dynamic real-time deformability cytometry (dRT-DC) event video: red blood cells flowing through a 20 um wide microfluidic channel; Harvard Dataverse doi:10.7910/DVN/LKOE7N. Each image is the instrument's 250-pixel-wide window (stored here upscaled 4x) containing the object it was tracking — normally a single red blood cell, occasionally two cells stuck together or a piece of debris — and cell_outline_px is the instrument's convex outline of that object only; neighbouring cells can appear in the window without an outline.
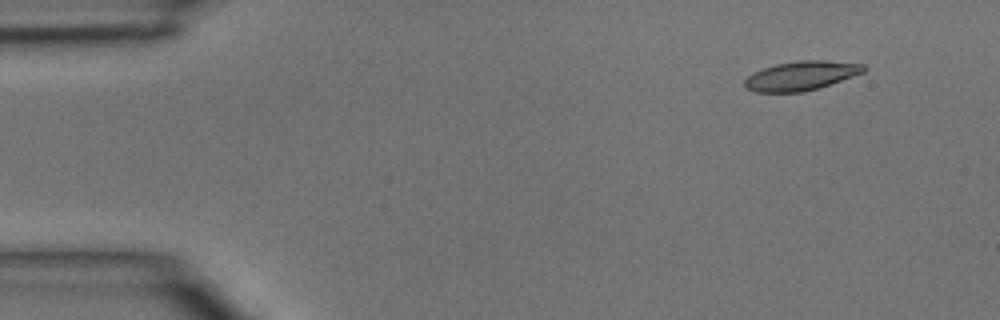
{"species": "common noctule bat (a hibernating species)", "species_latin": "Nyctalus noctula", "temperature_condition": "room temperature", "stored_images_in_passage": 4, "segment_of_instrument_passage": [2, 2], "camera_frame_rate_fps": 3000, "um_per_image_px": 0.085, "animal": {"sex": "male", "body_mass_g": 15.6}, "frame": {"image": 1, "passage_image": 4, "time_ms": 1.0, "image_size_px": [1000, 320], "cell_outline_px": [[868, 68], [864, 72], [820, 88], [804, 92], [756, 92], [744, 88], [744, 80], [752, 72], [776, 64], [800, 60], [820, 60], [864, 64]], "centroid_in_image_um": [68.09, 6.44], "position_along_channel_um": 16.9, "area_um2": 20.35}}